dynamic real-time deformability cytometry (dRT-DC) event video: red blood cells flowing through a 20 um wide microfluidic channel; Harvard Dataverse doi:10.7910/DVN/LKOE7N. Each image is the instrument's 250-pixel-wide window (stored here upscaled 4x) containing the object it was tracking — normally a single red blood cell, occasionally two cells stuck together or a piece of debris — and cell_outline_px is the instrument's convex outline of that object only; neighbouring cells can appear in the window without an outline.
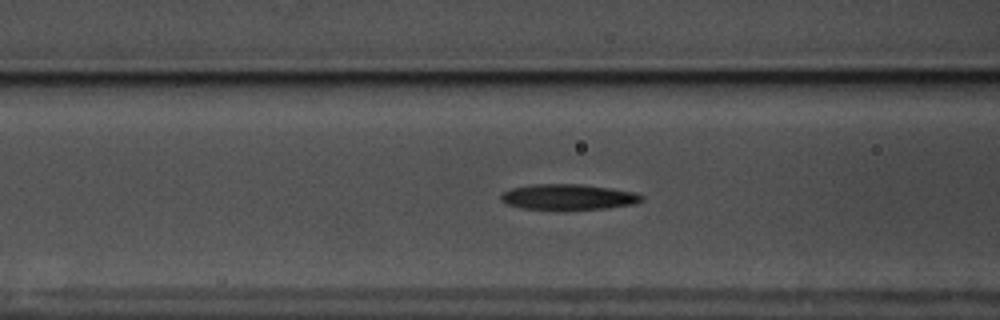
{"species": "common noctule bat (a hibernating species)", "species_latin": "Nyctalus noctula", "temperature_condition": "warm", "stored_images_in_passage": 46, "camera_frame_rate_fps": 3000, "um_per_image_px": 0.085, "animal": {"sex": "male", "body_mass_g": 17.5, "forearm_length_mm": 52.3}, "frame": {"image": 1, "passage_image": 11, "time_ms": 3.333, "image_size_px": [1000, 320], "cell_outline_px": [[644, 200], [632, 204], [608, 208], [564, 212], [520, 208], [508, 204], [500, 200], [500, 196], [504, 192], [512, 188], [528, 184], [580, 184], [608, 188], [632, 192], [644, 196]], "centroid_in_image_um": [48.25, 16.78], "position_along_channel_um": 118.3, "area_um2": 21.68}}
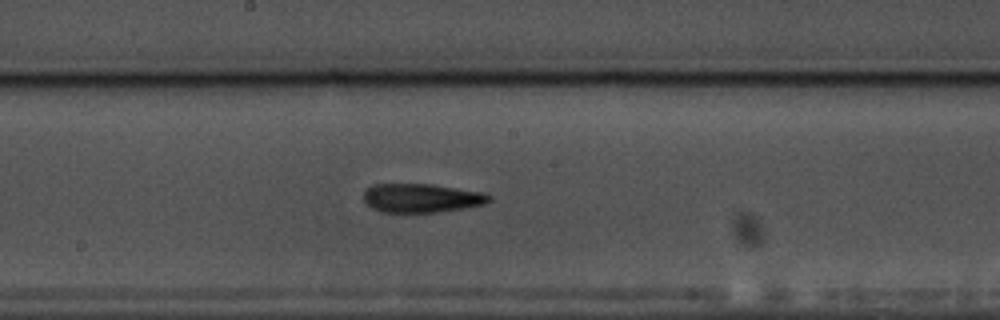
{"frame": {"image": 2, "passage_image": 19, "time_ms": 6.0, "image_size_px": [1000, 320], "cell_outline_px": [[492, 200], [484, 204], [464, 208], [436, 212], [384, 212], [372, 208], [364, 200], [364, 192], [368, 188], [376, 184], [428, 184], [484, 192], [492, 196]], "centroid_in_image_um": [35.86, 16.83], "position_along_channel_um": 212.3, "area_um2": 20.92}}
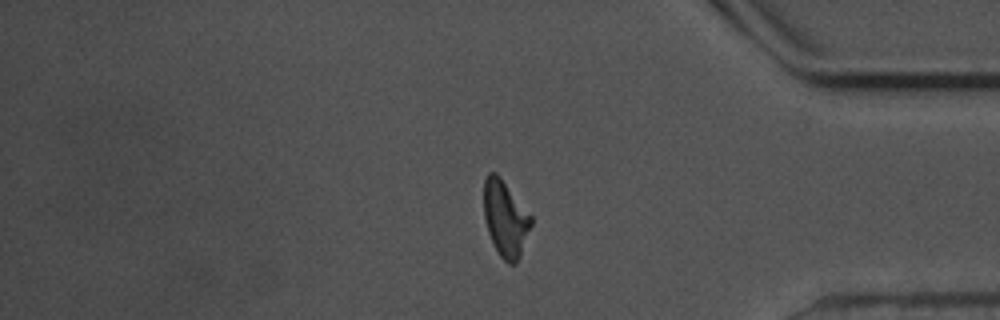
{"frame": {"image": 3, "passage_image": 36, "time_ms": 11.667, "image_size_px": [1000, 320], "cell_outline_px": [[532, 224], [516, 264], [508, 264], [500, 256], [488, 232], [484, 216], [484, 180], [488, 172], [496, 172], [500, 176], [532, 216]], "centroid_in_image_um": [42.95, 18.55], "position_along_channel_um": 392.2, "area_um2": 20.75}, "authors_computed_cell_mechanics": {"area_um2": 20.6346, "velocity_mm_per_s": 3.5468, "shape_relaxation_time_tau1_ms": 5.0646, "shape_relaxation_time_tau2_ms": 5.9867, "deformation_change_tau1": 0.1762, "deformation_change_tau2": 0.1272}}